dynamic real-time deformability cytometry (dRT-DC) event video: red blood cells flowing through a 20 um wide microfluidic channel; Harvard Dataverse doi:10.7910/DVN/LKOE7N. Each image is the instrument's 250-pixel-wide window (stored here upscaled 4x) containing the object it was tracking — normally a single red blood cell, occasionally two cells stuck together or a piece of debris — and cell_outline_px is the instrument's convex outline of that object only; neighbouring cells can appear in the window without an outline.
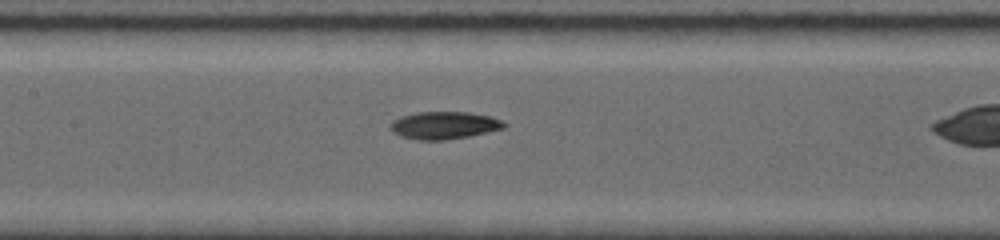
{"species": "common noctule bat (a hibernating species)", "species_latin": "Nyctalus noctula", "temperature_condition": "room temperature", "stored_images_in_passage": 19, "camera_frame_rate_fps": 5000, "um_per_image_px": 0.085, "animal": {"sex": "female", "body_mass_g": 19.0, "forearm_length_mm": 56.7}, "frame": {"image": 1, "passage_image": 6, "time_ms": 4.0, "image_size_px": [1000, 240], "cell_outline_px": [[508, 124], [504, 128], [488, 132], [468, 136], [444, 140], [416, 140], [400, 136], [392, 132], [388, 128], [388, 124], [392, 120], [400, 116], [416, 112], [468, 112], [492, 116]], "centroid_in_image_um": [37.7, 10.65], "position_along_channel_um": 169.7, "area_um2": 18.5}}
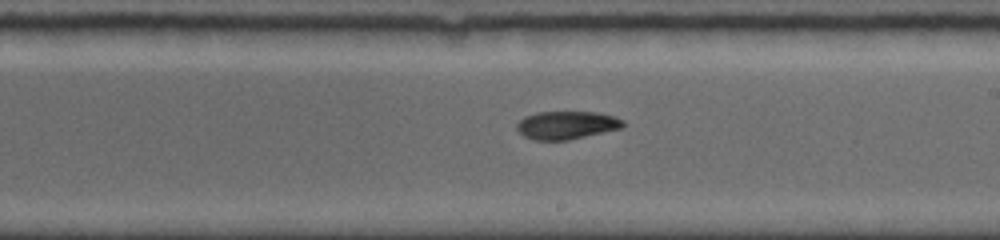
{"frame": {"image": 2, "passage_image": 9, "time_ms": 5.8, "image_size_px": [1000, 240], "cell_outline_px": [[624, 128], [568, 140], [532, 140], [524, 136], [516, 128], [516, 124], [524, 116], [536, 112], [596, 112], [616, 116], [624, 120]], "centroid_in_image_um": [48.18, 10.63], "position_along_channel_um": 240.8, "area_um2": 17.57}}
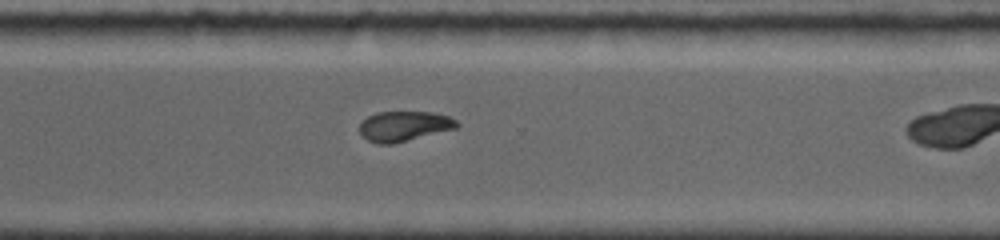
{"frame": {"image": 3, "passage_image": 16, "time_ms": 8.2, "image_size_px": [1000, 240], "cell_outline_px": [[460, 124], [456, 128], [392, 144], [376, 144], [360, 136], [360, 124], [368, 116], [376, 112], [432, 112], [448, 116], [456, 120]], "centroid_in_image_um": [34.32, 10.72], "position_along_channel_um": 336.3, "area_um2": 16.99}}